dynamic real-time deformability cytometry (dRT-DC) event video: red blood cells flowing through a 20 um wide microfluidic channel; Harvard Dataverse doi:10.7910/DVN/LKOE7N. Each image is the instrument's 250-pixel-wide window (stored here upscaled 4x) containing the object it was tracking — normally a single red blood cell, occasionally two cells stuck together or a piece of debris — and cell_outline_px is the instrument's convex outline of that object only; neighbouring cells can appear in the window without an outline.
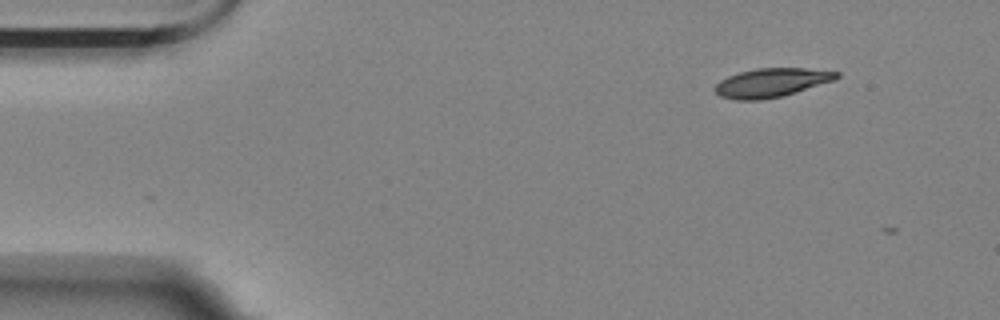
{"species": "Egyptian fruit bat (a non-hibernating species)", "species_latin": "Rousettus aegyptiacus", "temperature_condition": "room temperature", "stored_images_in_passage": 3, "camera_frame_rate_fps": 3000, "um_per_image_px": 0.085, "animal": {"sex": "female"}, "frame": {"image": 1, "passage_image": 1, "time_ms": 0.0, "image_size_px": [1000, 320], "cell_outline_px": [[840, 76], [836, 80], [784, 96], [760, 100], [736, 100], [720, 96], [712, 88], [720, 80], [728, 76], [740, 72], [756, 68], [804, 68], [840, 72]], "centroid_in_image_um": [65.59, 7.03], "position_along_channel_um": 19.4, "area_um2": 20.63}}